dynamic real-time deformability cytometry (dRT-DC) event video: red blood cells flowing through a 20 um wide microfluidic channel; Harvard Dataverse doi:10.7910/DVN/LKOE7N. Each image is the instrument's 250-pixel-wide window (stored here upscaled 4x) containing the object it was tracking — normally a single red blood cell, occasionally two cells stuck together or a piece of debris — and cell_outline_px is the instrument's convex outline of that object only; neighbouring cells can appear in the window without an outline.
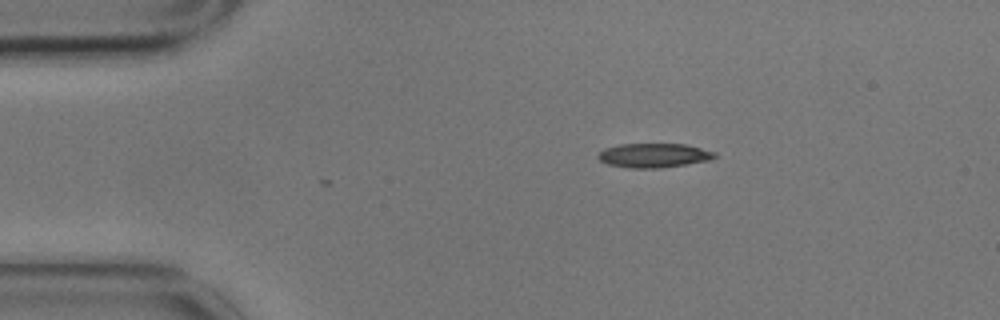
{"species": "common noctule bat (a hibernating species)", "species_latin": "Nyctalus noctula", "temperature_condition": "cold", "stored_images_in_passage": 5, "camera_frame_rate_fps": 3000, "um_per_image_px": 0.085, "animal": {"sex": "male", "body_mass_g": 17.9}, "frame": {"image": 1, "passage_image": 1, "time_ms": 0.0, "image_size_px": [1000, 320], "cell_outline_px": [[716, 156], [708, 160], [660, 168], [632, 168], [608, 164], [600, 160], [596, 156], [604, 148], [620, 144], [688, 144], [716, 152]], "centroid_in_image_um": [55.56, 13.2], "position_along_channel_um": 29.4, "area_um2": 16.36}}
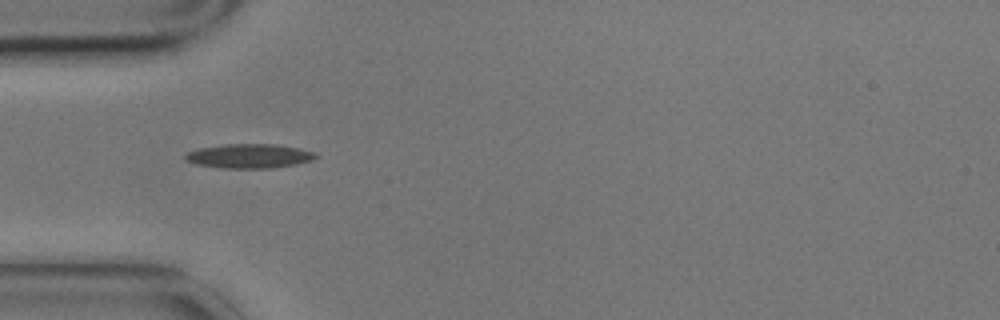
{"frame": {"image": 2, "passage_image": 3, "time_ms": 0.667, "image_size_px": [1000, 320], "cell_outline_px": [[320, 156], [312, 160], [296, 164], [272, 168], [224, 168], [196, 164], [184, 160], [184, 156], [188, 152], [200, 148], [224, 144], [276, 144], [316, 152]], "centroid_in_image_um": [21.2, 13.26], "position_along_channel_um": 63.8, "area_um2": 18.44}}